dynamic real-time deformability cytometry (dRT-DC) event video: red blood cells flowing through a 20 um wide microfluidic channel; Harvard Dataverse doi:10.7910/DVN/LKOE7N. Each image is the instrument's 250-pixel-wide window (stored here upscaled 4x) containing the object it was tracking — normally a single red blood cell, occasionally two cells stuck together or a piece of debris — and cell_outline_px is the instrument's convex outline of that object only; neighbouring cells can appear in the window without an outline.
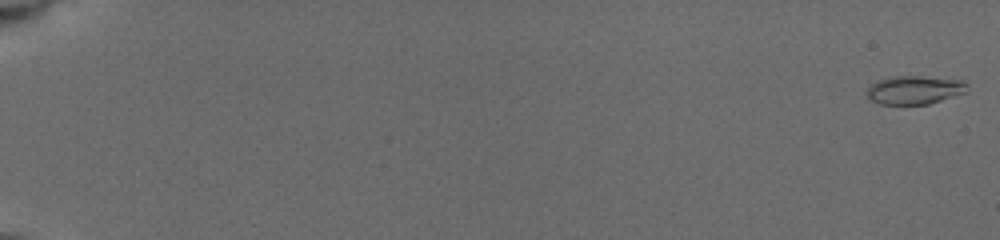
{"species": "common noctule bat (a hibernating species)", "species_latin": "Nyctalus noctula", "temperature_condition": "cold", "stored_images_in_passage": 15, "camera_frame_rate_fps": 3000, "um_per_image_px": 0.085, "animal": {"sex": "female", "body_mass_g": 19.5, "forearm_length_mm": 54.1}, "frame": {"image": 1, "passage_image": 1, "time_ms": 0.0, "image_size_px": [1000, 240], "cell_outline_px": [[968, 88], [964, 92], [928, 104], [880, 104], [872, 100], [868, 96], [868, 88], [876, 80], [892, 76], [920, 76], [964, 80], [968, 84]], "centroid_in_image_um": [77.73, 7.63], "position_along_channel_um": 7.3, "area_um2": 16.47}}